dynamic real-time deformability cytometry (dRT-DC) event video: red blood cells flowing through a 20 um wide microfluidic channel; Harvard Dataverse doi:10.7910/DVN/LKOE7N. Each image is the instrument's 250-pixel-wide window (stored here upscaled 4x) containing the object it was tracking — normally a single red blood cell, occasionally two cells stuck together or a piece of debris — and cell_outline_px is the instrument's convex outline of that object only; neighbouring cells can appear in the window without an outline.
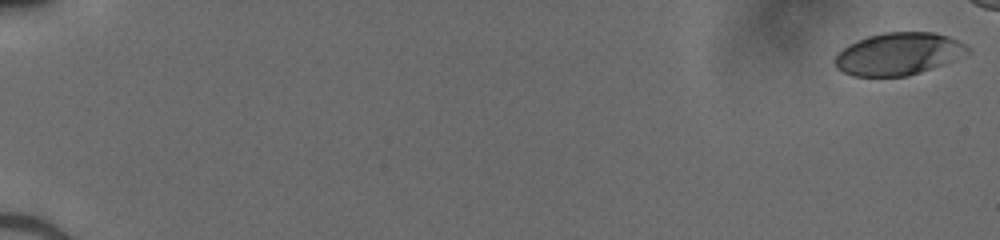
{"species": "human", "species_latin": "Homo sapiens", "temperature_condition": "cold", "stored_images_in_passage": 49, "camera_frame_rate_fps": 3000, "um_per_image_px": 0.085, "donor": {"sex": "male"}, "frame": {"image": 1, "passage_image": 1, "time_ms": 0.0, "image_size_px": [1000, 240], "cell_outline_px": [[972, 52], [968, 56], [908, 76], [852, 76], [836, 68], [832, 60], [848, 44], [868, 36], [888, 32], [932, 32], [948, 36], [964, 44]], "centroid_in_image_um": [76.4, 4.59], "position_along_channel_um": 8.6, "area_um2": 32.89}}
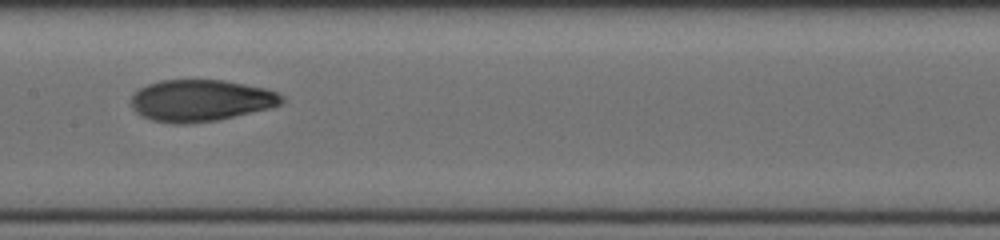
{"frame": {"image": 2, "passage_image": 29, "time_ms": 9.333, "image_size_px": [1000, 240], "cell_outline_px": [[284, 100], [280, 104], [272, 108], [236, 116], [216, 120], [184, 124], [176, 124], [152, 120], [136, 112], [132, 108], [132, 96], [140, 88], [148, 84], [160, 80], [224, 80], [268, 88], [284, 96]], "centroid_in_image_um": [17.11, 8.54], "position_along_channel_um": 190.3, "area_um2": 36.65}}
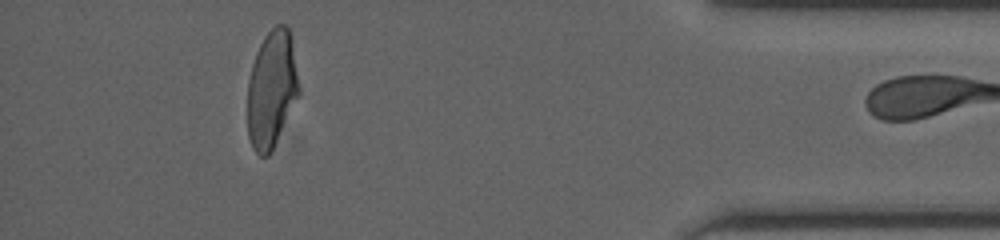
{"frame": {"image": 3, "passage_image": 48, "time_ms": 15.667, "image_size_px": [1000, 240], "cell_outline_px": [[300, 92], [268, 156], [260, 156], [252, 148], [248, 136], [248, 80], [252, 64], [256, 52], [264, 36], [276, 24], [284, 24], [288, 28], [292, 36], [300, 88]], "centroid_in_image_um": [23.09, 7.52], "position_along_channel_um": 412.1, "area_um2": 35.03}}